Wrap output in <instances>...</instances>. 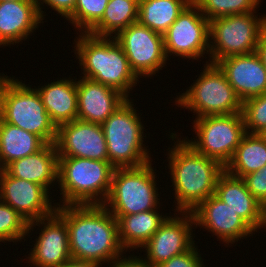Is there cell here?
I'll use <instances>...</instances> for the list:
<instances>
[{"mask_svg": "<svg viewBox=\"0 0 266 267\" xmlns=\"http://www.w3.org/2000/svg\"><path fill=\"white\" fill-rule=\"evenodd\" d=\"M60 267H100L96 262L71 258Z\"/></svg>", "mask_w": 266, "mask_h": 267, "instance_id": "38", "label": "cell"}, {"mask_svg": "<svg viewBox=\"0 0 266 267\" xmlns=\"http://www.w3.org/2000/svg\"><path fill=\"white\" fill-rule=\"evenodd\" d=\"M153 171L151 161L135 168H115L103 205L112 215H131L159 208Z\"/></svg>", "mask_w": 266, "mask_h": 267, "instance_id": "6", "label": "cell"}, {"mask_svg": "<svg viewBox=\"0 0 266 267\" xmlns=\"http://www.w3.org/2000/svg\"><path fill=\"white\" fill-rule=\"evenodd\" d=\"M109 0H77L74 12L66 19L82 33H88L102 18Z\"/></svg>", "mask_w": 266, "mask_h": 267, "instance_id": "30", "label": "cell"}, {"mask_svg": "<svg viewBox=\"0 0 266 267\" xmlns=\"http://www.w3.org/2000/svg\"><path fill=\"white\" fill-rule=\"evenodd\" d=\"M109 267H150L143 258H137L136 256H129V258H115L109 265Z\"/></svg>", "mask_w": 266, "mask_h": 267, "instance_id": "36", "label": "cell"}, {"mask_svg": "<svg viewBox=\"0 0 266 267\" xmlns=\"http://www.w3.org/2000/svg\"><path fill=\"white\" fill-rule=\"evenodd\" d=\"M204 65L203 72L189 90L176 98V103L196 113V118L209 115L242 113V101L237 97L224 72L217 64Z\"/></svg>", "mask_w": 266, "mask_h": 267, "instance_id": "7", "label": "cell"}, {"mask_svg": "<svg viewBox=\"0 0 266 267\" xmlns=\"http://www.w3.org/2000/svg\"><path fill=\"white\" fill-rule=\"evenodd\" d=\"M45 145L39 136L1 120L0 161L4 168L15 160L40 151Z\"/></svg>", "mask_w": 266, "mask_h": 267, "instance_id": "25", "label": "cell"}, {"mask_svg": "<svg viewBox=\"0 0 266 267\" xmlns=\"http://www.w3.org/2000/svg\"><path fill=\"white\" fill-rule=\"evenodd\" d=\"M194 140H185L196 152L217 160L223 167L231 161L247 133L242 113L209 115L194 120Z\"/></svg>", "mask_w": 266, "mask_h": 267, "instance_id": "10", "label": "cell"}, {"mask_svg": "<svg viewBox=\"0 0 266 267\" xmlns=\"http://www.w3.org/2000/svg\"><path fill=\"white\" fill-rule=\"evenodd\" d=\"M180 214L182 217L168 216L142 246L147 251L144 260L150 267H157L195 245L191 232L193 224L195 225L194 216L192 212H180Z\"/></svg>", "mask_w": 266, "mask_h": 267, "instance_id": "13", "label": "cell"}, {"mask_svg": "<svg viewBox=\"0 0 266 267\" xmlns=\"http://www.w3.org/2000/svg\"><path fill=\"white\" fill-rule=\"evenodd\" d=\"M77 38L76 55L84 72L83 77L120 91L129 98V91L137 84L122 46L114 37H96L82 33ZM113 38V39H112Z\"/></svg>", "mask_w": 266, "mask_h": 267, "instance_id": "3", "label": "cell"}, {"mask_svg": "<svg viewBox=\"0 0 266 267\" xmlns=\"http://www.w3.org/2000/svg\"><path fill=\"white\" fill-rule=\"evenodd\" d=\"M35 224L44 226L29 253L31 266L60 267L72 258L66 222L56 211L47 217L30 222L27 234H30Z\"/></svg>", "mask_w": 266, "mask_h": 267, "instance_id": "16", "label": "cell"}, {"mask_svg": "<svg viewBox=\"0 0 266 267\" xmlns=\"http://www.w3.org/2000/svg\"><path fill=\"white\" fill-rule=\"evenodd\" d=\"M0 1L8 2V1H37V0H0Z\"/></svg>", "mask_w": 266, "mask_h": 267, "instance_id": "41", "label": "cell"}, {"mask_svg": "<svg viewBox=\"0 0 266 267\" xmlns=\"http://www.w3.org/2000/svg\"><path fill=\"white\" fill-rule=\"evenodd\" d=\"M55 146L59 156L108 161L101 124L74 120L57 127Z\"/></svg>", "mask_w": 266, "mask_h": 267, "instance_id": "14", "label": "cell"}, {"mask_svg": "<svg viewBox=\"0 0 266 267\" xmlns=\"http://www.w3.org/2000/svg\"><path fill=\"white\" fill-rule=\"evenodd\" d=\"M260 135L266 140V129L261 132Z\"/></svg>", "mask_w": 266, "mask_h": 267, "instance_id": "42", "label": "cell"}, {"mask_svg": "<svg viewBox=\"0 0 266 267\" xmlns=\"http://www.w3.org/2000/svg\"><path fill=\"white\" fill-rule=\"evenodd\" d=\"M81 78L77 81L78 120L102 124L128 99L112 87Z\"/></svg>", "mask_w": 266, "mask_h": 267, "instance_id": "19", "label": "cell"}, {"mask_svg": "<svg viewBox=\"0 0 266 267\" xmlns=\"http://www.w3.org/2000/svg\"><path fill=\"white\" fill-rule=\"evenodd\" d=\"M254 13L209 20L210 63L216 64L223 58L250 54L257 50L260 36L266 29V17L258 18Z\"/></svg>", "mask_w": 266, "mask_h": 267, "instance_id": "8", "label": "cell"}, {"mask_svg": "<svg viewBox=\"0 0 266 267\" xmlns=\"http://www.w3.org/2000/svg\"><path fill=\"white\" fill-rule=\"evenodd\" d=\"M177 142V143H176ZM168 152L176 211L192 212L215 194L216 182L225 170L217 160L196 152L185 140H178Z\"/></svg>", "mask_w": 266, "mask_h": 267, "instance_id": "2", "label": "cell"}, {"mask_svg": "<svg viewBox=\"0 0 266 267\" xmlns=\"http://www.w3.org/2000/svg\"><path fill=\"white\" fill-rule=\"evenodd\" d=\"M5 171L4 166L2 165L1 161H0V179L2 178V174Z\"/></svg>", "mask_w": 266, "mask_h": 267, "instance_id": "40", "label": "cell"}, {"mask_svg": "<svg viewBox=\"0 0 266 267\" xmlns=\"http://www.w3.org/2000/svg\"><path fill=\"white\" fill-rule=\"evenodd\" d=\"M193 0H141L138 22L162 35Z\"/></svg>", "mask_w": 266, "mask_h": 267, "instance_id": "26", "label": "cell"}, {"mask_svg": "<svg viewBox=\"0 0 266 267\" xmlns=\"http://www.w3.org/2000/svg\"><path fill=\"white\" fill-rule=\"evenodd\" d=\"M49 191L34 182L12 177L6 170L0 179V200L11 206L28 223L47 217L56 211ZM50 202V203H49Z\"/></svg>", "mask_w": 266, "mask_h": 267, "instance_id": "15", "label": "cell"}, {"mask_svg": "<svg viewBox=\"0 0 266 267\" xmlns=\"http://www.w3.org/2000/svg\"><path fill=\"white\" fill-rule=\"evenodd\" d=\"M122 46L135 75L152 76L166 64L163 35L138 21L113 36Z\"/></svg>", "mask_w": 266, "mask_h": 267, "instance_id": "11", "label": "cell"}, {"mask_svg": "<svg viewBox=\"0 0 266 267\" xmlns=\"http://www.w3.org/2000/svg\"><path fill=\"white\" fill-rule=\"evenodd\" d=\"M140 1L109 0L101 20L88 32L96 37H113L138 21ZM113 33V34H112Z\"/></svg>", "mask_w": 266, "mask_h": 267, "instance_id": "28", "label": "cell"}, {"mask_svg": "<svg viewBox=\"0 0 266 267\" xmlns=\"http://www.w3.org/2000/svg\"><path fill=\"white\" fill-rule=\"evenodd\" d=\"M197 249L198 248L193 246L185 253L174 256L157 267H205L202 263V257Z\"/></svg>", "mask_w": 266, "mask_h": 267, "instance_id": "34", "label": "cell"}, {"mask_svg": "<svg viewBox=\"0 0 266 267\" xmlns=\"http://www.w3.org/2000/svg\"><path fill=\"white\" fill-rule=\"evenodd\" d=\"M14 79L4 89L2 119L39 136L46 144L55 143L57 127L47 113L38 91Z\"/></svg>", "mask_w": 266, "mask_h": 267, "instance_id": "9", "label": "cell"}, {"mask_svg": "<svg viewBox=\"0 0 266 267\" xmlns=\"http://www.w3.org/2000/svg\"><path fill=\"white\" fill-rule=\"evenodd\" d=\"M214 195L237 212L254 231L266 226V209L248 191L243 178L224 170L217 179Z\"/></svg>", "mask_w": 266, "mask_h": 267, "instance_id": "20", "label": "cell"}, {"mask_svg": "<svg viewBox=\"0 0 266 267\" xmlns=\"http://www.w3.org/2000/svg\"><path fill=\"white\" fill-rule=\"evenodd\" d=\"M248 191L266 209V165L258 171L249 173L243 177Z\"/></svg>", "mask_w": 266, "mask_h": 267, "instance_id": "33", "label": "cell"}, {"mask_svg": "<svg viewBox=\"0 0 266 267\" xmlns=\"http://www.w3.org/2000/svg\"><path fill=\"white\" fill-rule=\"evenodd\" d=\"M29 223L11 206L0 200V242H18L28 234Z\"/></svg>", "mask_w": 266, "mask_h": 267, "instance_id": "31", "label": "cell"}, {"mask_svg": "<svg viewBox=\"0 0 266 267\" xmlns=\"http://www.w3.org/2000/svg\"><path fill=\"white\" fill-rule=\"evenodd\" d=\"M36 90L56 127L77 119V81L61 79Z\"/></svg>", "mask_w": 266, "mask_h": 267, "instance_id": "23", "label": "cell"}, {"mask_svg": "<svg viewBox=\"0 0 266 267\" xmlns=\"http://www.w3.org/2000/svg\"><path fill=\"white\" fill-rule=\"evenodd\" d=\"M192 214L196 227L199 225L211 231L228 245L255 232L237 212L215 195L208 197Z\"/></svg>", "mask_w": 266, "mask_h": 267, "instance_id": "17", "label": "cell"}, {"mask_svg": "<svg viewBox=\"0 0 266 267\" xmlns=\"http://www.w3.org/2000/svg\"><path fill=\"white\" fill-rule=\"evenodd\" d=\"M118 222L119 240L127 251L142 248V246L159 229L167 216L162 217L160 211L150 210L131 215H113Z\"/></svg>", "mask_w": 266, "mask_h": 267, "instance_id": "24", "label": "cell"}, {"mask_svg": "<svg viewBox=\"0 0 266 267\" xmlns=\"http://www.w3.org/2000/svg\"><path fill=\"white\" fill-rule=\"evenodd\" d=\"M59 155L55 143L46 144L40 151L11 162L5 170L12 176L34 182L47 190L58 182Z\"/></svg>", "mask_w": 266, "mask_h": 267, "instance_id": "22", "label": "cell"}, {"mask_svg": "<svg viewBox=\"0 0 266 267\" xmlns=\"http://www.w3.org/2000/svg\"><path fill=\"white\" fill-rule=\"evenodd\" d=\"M216 64L242 102L266 93V69L256 51L223 58Z\"/></svg>", "mask_w": 266, "mask_h": 267, "instance_id": "18", "label": "cell"}, {"mask_svg": "<svg viewBox=\"0 0 266 267\" xmlns=\"http://www.w3.org/2000/svg\"><path fill=\"white\" fill-rule=\"evenodd\" d=\"M56 205L68 228L72 258L102 266L122 256L117 219L103 204Z\"/></svg>", "mask_w": 266, "mask_h": 267, "instance_id": "1", "label": "cell"}, {"mask_svg": "<svg viewBox=\"0 0 266 267\" xmlns=\"http://www.w3.org/2000/svg\"><path fill=\"white\" fill-rule=\"evenodd\" d=\"M76 2L77 0H37L38 10L42 20H44L43 18L45 15H43L44 11H42L40 5H42L43 3L50 6L52 10H55L57 13L67 19L74 12Z\"/></svg>", "mask_w": 266, "mask_h": 267, "instance_id": "35", "label": "cell"}, {"mask_svg": "<svg viewBox=\"0 0 266 267\" xmlns=\"http://www.w3.org/2000/svg\"><path fill=\"white\" fill-rule=\"evenodd\" d=\"M131 103L128 98L101 124L108 161L114 168H135L151 161L147 149L143 147L145 128Z\"/></svg>", "mask_w": 266, "mask_h": 267, "instance_id": "5", "label": "cell"}, {"mask_svg": "<svg viewBox=\"0 0 266 267\" xmlns=\"http://www.w3.org/2000/svg\"><path fill=\"white\" fill-rule=\"evenodd\" d=\"M256 52L261 58L262 63L266 69V29L263 31L262 35L260 36Z\"/></svg>", "mask_w": 266, "mask_h": 267, "instance_id": "37", "label": "cell"}, {"mask_svg": "<svg viewBox=\"0 0 266 267\" xmlns=\"http://www.w3.org/2000/svg\"><path fill=\"white\" fill-rule=\"evenodd\" d=\"M163 38L167 58L175 54L177 57L197 60L205 51L209 52V20L192 1L164 33Z\"/></svg>", "mask_w": 266, "mask_h": 267, "instance_id": "12", "label": "cell"}, {"mask_svg": "<svg viewBox=\"0 0 266 267\" xmlns=\"http://www.w3.org/2000/svg\"><path fill=\"white\" fill-rule=\"evenodd\" d=\"M266 165V140L260 134L246 133L225 170L243 178Z\"/></svg>", "mask_w": 266, "mask_h": 267, "instance_id": "27", "label": "cell"}, {"mask_svg": "<svg viewBox=\"0 0 266 267\" xmlns=\"http://www.w3.org/2000/svg\"><path fill=\"white\" fill-rule=\"evenodd\" d=\"M11 80V77L8 78V76H1L0 75V122L2 120V108H3V95H4V89L7 85V83Z\"/></svg>", "mask_w": 266, "mask_h": 267, "instance_id": "39", "label": "cell"}, {"mask_svg": "<svg viewBox=\"0 0 266 267\" xmlns=\"http://www.w3.org/2000/svg\"><path fill=\"white\" fill-rule=\"evenodd\" d=\"M114 169L109 161L59 156L62 205L103 204L110 191Z\"/></svg>", "mask_w": 266, "mask_h": 267, "instance_id": "4", "label": "cell"}, {"mask_svg": "<svg viewBox=\"0 0 266 267\" xmlns=\"http://www.w3.org/2000/svg\"><path fill=\"white\" fill-rule=\"evenodd\" d=\"M201 13L213 20L229 15L255 12L260 0H193ZM256 8V9H255Z\"/></svg>", "mask_w": 266, "mask_h": 267, "instance_id": "29", "label": "cell"}, {"mask_svg": "<svg viewBox=\"0 0 266 267\" xmlns=\"http://www.w3.org/2000/svg\"><path fill=\"white\" fill-rule=\"evenodd\" d=\"M242 115L247 133L263 132L266 129V93L243 101Z\"/></svg>", "mask_w": 266, "mask_h": 267, "instance_id": "32", "label": "cell"}, {"mask_svg": "<svg viewBox=\"0 0 266 267\" xmlns=\"http://www.w3.org/2000/svg\"><path fill=\"white\" fill-rule=\"evenodd\" d=\"M41 21L37 1H0V46L26 40Z\"/></svg>", "mask_w": 266, "mask_h": 267, "instance_id": "21", "label": "cell"}]
</instances>
